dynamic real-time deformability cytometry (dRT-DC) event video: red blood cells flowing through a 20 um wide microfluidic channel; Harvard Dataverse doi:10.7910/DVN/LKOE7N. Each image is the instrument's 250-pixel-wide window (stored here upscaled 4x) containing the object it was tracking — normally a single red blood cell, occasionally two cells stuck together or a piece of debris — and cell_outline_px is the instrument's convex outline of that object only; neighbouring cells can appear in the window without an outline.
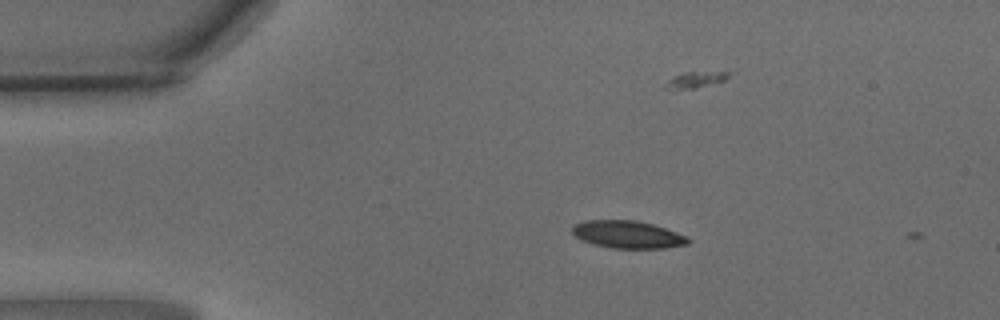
{"species": "common noctule bat (a hibernating species)", "species_latin": "Nyctalus noctula", "temperature_condition": "warm", "stored_images_in_passage": 3, "camera_frame_rate_fps": 3000, "um_per_image_px": 0.085, "animal": {"sex": "male", "body_mass_g": 15.6}, "frame": {"image": 1, "passage_image": 1, "time_ms": 0.0, "image_size_px": [1000, 320], "cell_outline_px": [[688, 244], [664, 248], [612, 248], [580, 240], [572, 232], [572, 228], [576, 224], [584, 220], [636, 220], [652, 224], [688, 236]], "centroid_in_image_um": [53.34, 19.93], "position_along_channel_um": 31.7, "area_um2": 18.38}}